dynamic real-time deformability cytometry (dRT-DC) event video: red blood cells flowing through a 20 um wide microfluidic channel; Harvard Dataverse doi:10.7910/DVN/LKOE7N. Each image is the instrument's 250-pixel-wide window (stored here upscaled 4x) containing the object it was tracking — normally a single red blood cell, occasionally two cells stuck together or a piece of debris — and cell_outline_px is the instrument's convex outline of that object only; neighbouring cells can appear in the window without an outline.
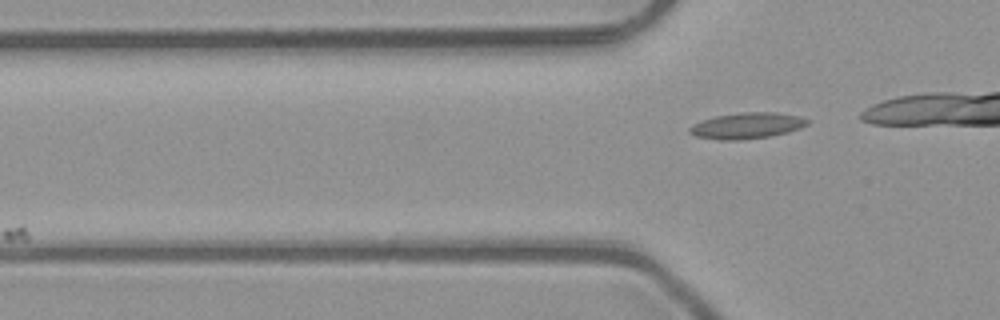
{"species": "common noctule bat (a hibernating species)", "species_latin": "Nyctalus noctula", "temperature_condition": "room temperature", "stored_images_in_passage": 3, "camera_frame_rate_fps": 3000, "um_per_image_px": 0.085, "animal": {"sex": "male", "body_mass_g": 23.1, "forearm_length_mm": 52.7}, "frame": {"image": 1, "passage_image": 3, "time_ms": 0.667, "image_size_px": [1000, 320], "cell_outline_px": [[808, 124], [800, 128], [788, 132], [768, 136], [740, 140], [720, 140], [696, 136], [688, 132], [688, 128], [692, 124], [716, 116], [744, 112], [776, 112], [800, 116], [808, 120]], "centroid_in_image_um": [63.48, 10.68], "position_along_channel_um": 62.3, "area_um2": 17.74}}